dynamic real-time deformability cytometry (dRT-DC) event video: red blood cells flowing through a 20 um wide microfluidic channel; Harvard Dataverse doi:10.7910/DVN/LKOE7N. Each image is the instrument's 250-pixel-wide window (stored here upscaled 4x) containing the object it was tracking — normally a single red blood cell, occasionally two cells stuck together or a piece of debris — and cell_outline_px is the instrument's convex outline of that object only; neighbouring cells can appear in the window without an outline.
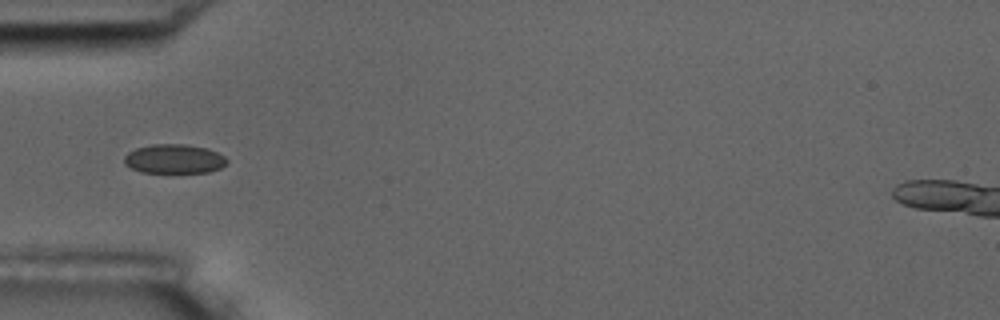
{"species": "common noctule bat (a hibernating species)", "species_latin": "Nyctalus noctula", "temperature_condition": "room temperature", "stored_images_in_passage": 6, "camera_frame_rate_fps": 3000, "um_per_image_px": 0.085, "animal": {"sex": "male", "body_mass_g": 17.5, "forearm_length_mm": 52.3}, "frame": {"image": 1, "passage_image": 5, "time_ms": 5.333, "image_size_px": [1000, 320], "cell_outline_px": [[228, 164], [220, 168], [208, 172], [140, 172], [124, 164], [124, 156], [128, 152], [136, 148], [152, 144], [184, 144], [208, 148], [224, 156], [228, 160]], "centroid_in_image_um": [14.81, 13.5], "position_along_channel_um": 70.2, "area_um2": 17.51}}